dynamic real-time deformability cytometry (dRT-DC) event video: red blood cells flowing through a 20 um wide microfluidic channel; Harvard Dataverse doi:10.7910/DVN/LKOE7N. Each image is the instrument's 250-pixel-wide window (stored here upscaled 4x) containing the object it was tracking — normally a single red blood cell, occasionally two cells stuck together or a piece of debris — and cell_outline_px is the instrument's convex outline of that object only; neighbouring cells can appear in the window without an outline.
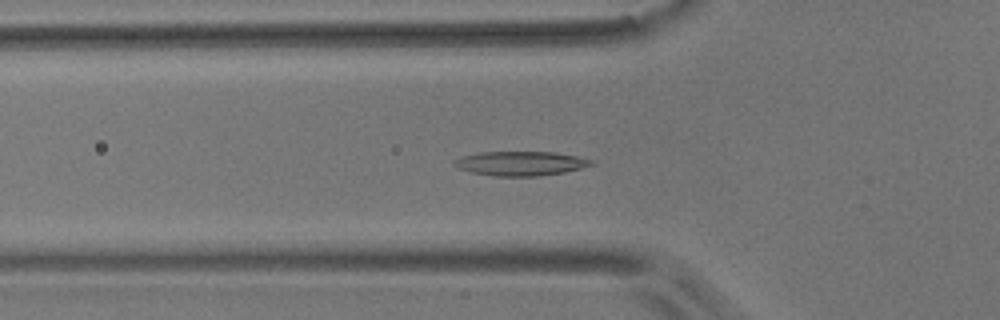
{"species": "common noctule bat (a hibernating species)", "species_latin": "Nyctalus noctula", "temperature_condition": "room temperature", "stored_images_in_passage": 54, "camera_frame_rate_fps": 3000, "um_per_image_px": 0.085, "animal": {"sex": "male", "body_mass_g": 17.9}, "frame": {"image": 1, "passage_image": 18, "time_ms": 5.667, "image_size_px": [1000, 320], "cell_outline_px": [[596, 164], [564, 172], [540, 176], [496, 176], [472, 172], [456, 168], [452, 164], [452, 160], [464, 156], [480, 152], [556, 152], [576, 156], [592, 160]], "centroid_in_image_um": [44.23, 13.89], "position_along_channel_um": 81.6, "area_um2": 19.42}}
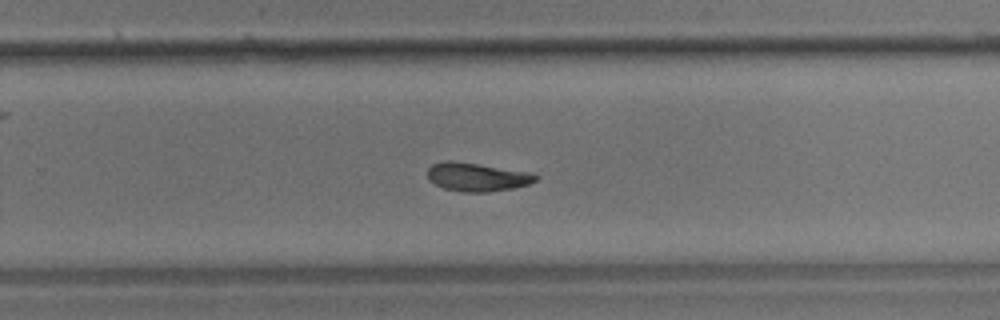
{"frame": {"image": 2, "passage_image": 35, "time_ms": 11.333, "image_size_px": [1000, 320], "cell_outline_px": [[540, 176], [536, 180], [528, 184], [512, 188], [484, 192], [464, 192], [444, 188], [428, 180], [428, 168], [432, 164], [448, 160], [452, 160], [528, 172]], "centroid_in_image_um": [40.52, 15.04], "position_along_channel_um": 289.3, "area_um2": 17.69}}
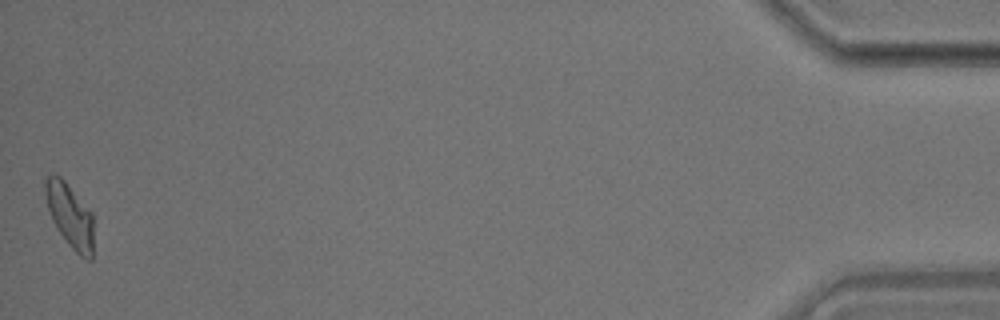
{"frame": {"image": 3, "passage_image": 54, "time_ms": 17.667, "image_size_px": [1000, 320], "cell_outline_px": [[92, 260], [88, 260], [80, 256], [68, 244], [52, 220], [48, 208], [44, 192], [44, 180], [52, 172], [60, 176], [64, 180], [92, 212]], "centroid_in_image_um": [5.92, 18.28], "position_along_channel_um": 429.3, "area_um2": 17.86}, "authors_computed_cell_mechanics": {"area_um2": 18.2648, "velocity_mm_per_s": 3.6629, "shape_relaxation_time_tau1_ms": null, "shape_relaxation_time_tau2_ms": 3.0224, "deformation_change_tau1": null, "deformation_change_tau2": 0.0843}}